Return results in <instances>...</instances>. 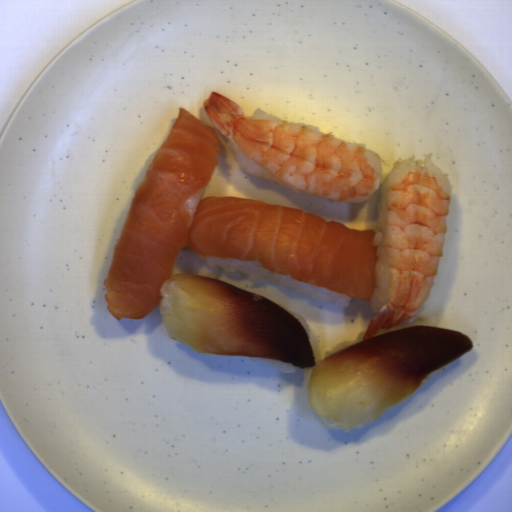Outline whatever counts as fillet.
I'll return each mask as SVG.
<instances>
[{"mask_svg": "<svg viewBox=\"0 0 512 512\" xmlns=\"http://www.w3.org/2000/svg\"><path fill=\"white\" fill-rule=\"evenodd\" d=\"M222 152L214 128L185 107L142 177L104 282L117 319L154 308L169 339L200 354L249 356L310 369L306 398L323 428L350 432L407 400L430 372L469 352V336L410 326L364 339L316 363L300 321L280 305L206 276L171 275L175 256L253 261L272 274L372 301L376 230L304 209L233 197L202 199Z\"/></svg>", "mask_w": 512, "mask_h": 512, "instance_id": "1", "label": "fillet"}]
</instances>
